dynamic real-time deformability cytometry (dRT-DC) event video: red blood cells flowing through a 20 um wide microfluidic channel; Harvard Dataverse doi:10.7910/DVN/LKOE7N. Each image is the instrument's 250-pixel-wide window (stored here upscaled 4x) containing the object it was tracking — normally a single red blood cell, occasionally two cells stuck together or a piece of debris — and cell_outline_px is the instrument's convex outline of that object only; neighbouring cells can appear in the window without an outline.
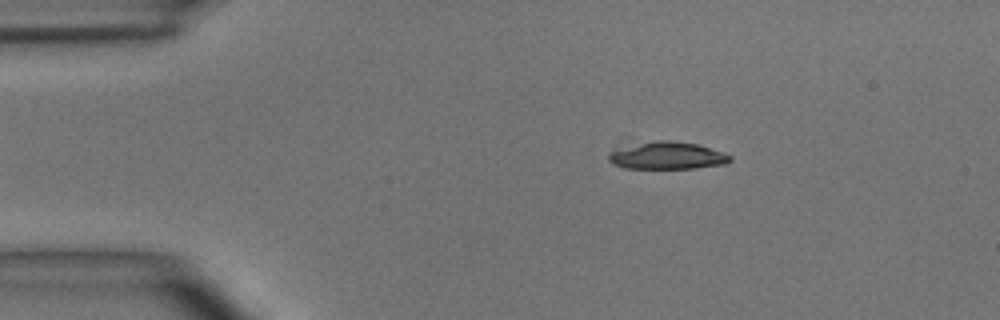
{"species": "common noctule bat (a hibernating species)", "species_latin": "Nyctalus noctula", "temperature_condition": "room temperature", "stored_images_in_passage": 48, "camera_frame_rate_fps": 3000, "um_per_image_px": 0.085, "animal": {"sex": "male", "body_mass_g": 15.6}, "frame": {"image": 1, "passage_image": 8, "time_ms": 2.333, "image_size_px": [1000, 320], "cell_outline_px": [[732, 160], [728, 164], [696, 168], [624, 168], [612, 164], [608, 160], [608, 152], [656, 140], [668, 140], [696, 144], [724, 152], [732, 156]], "centroid_in_image_um": [56.78, 13.25], "position_along_channel_um": 28.2, "area_um2": 19.19}}
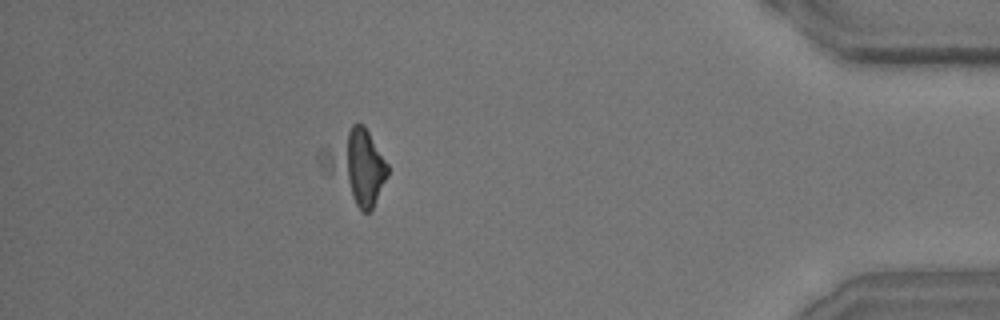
{"frame": {"image": 2, "passage_image": 43, "time_ms": 14.0, "image_size_px": [1000, 320], "cell_outline_px": [[388, 176], [372, 208], [368, 212], [360, 212], [320, 172], [316, 160], [316, 156], [320, 148], [352, 124], [364, 124], [388, 164]], "centroid_in_image_um": [30.13, 14.13], "position_along_channel_um": 405.1, "area_um2": 29.25}}